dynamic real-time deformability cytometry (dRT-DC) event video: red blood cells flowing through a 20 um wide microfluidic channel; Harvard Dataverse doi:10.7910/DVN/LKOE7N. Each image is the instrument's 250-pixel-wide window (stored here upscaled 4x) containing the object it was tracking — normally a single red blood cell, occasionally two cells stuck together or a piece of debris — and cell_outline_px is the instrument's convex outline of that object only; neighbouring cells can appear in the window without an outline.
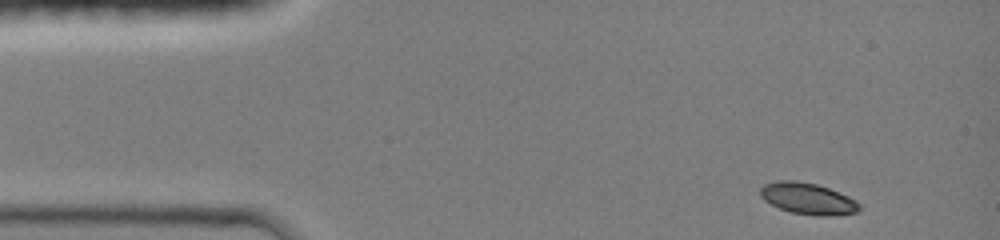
{"species": "common noctule bat (a hibernating species)", "species_latin": "Nyctalus noctula", "temperature_condition": "room temperature", "stored_images_in_passage": 40, "camera_frame_rate_fps": 3000, "um_per_image_px": 0.085, "animal": {"sex": "female", "body_mass_g": 19.0, "forearm_length_mm": 51.5}, "frame": {"image": 1, "passage_image": 1, "time_ms": 0.0, "image_size_px": [1000, 240], "cell_outline_px": [[860, 212], [828, 216], [816, 216], [792, 212], [780, 208], [764, 200], [760, 196], [760, 188], [764, 184], [776, 180], [796, 180], [816, 184], [828, 188], [848, 196], [856, 200], [860, 204]], "centroid_in_image_um": [68.67, 16.88], "position_along_channel_um": 16.3, "area_um2": 18.21}}
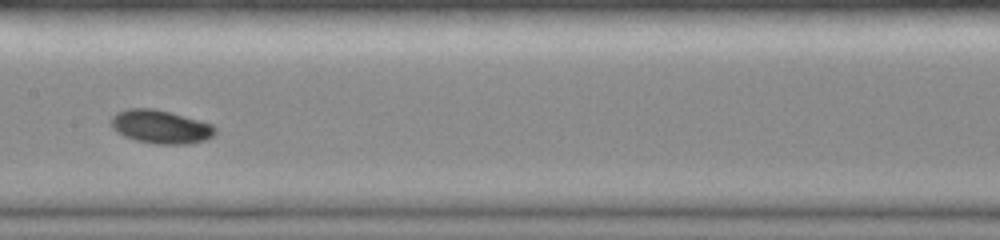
{"frame": {"image": 2, "passage_image": 20, "time_ms": 6.333, "image_size_px": [1000, 240], "cell_outline_px": [[216, 132], [208, 140], [188, 144], [156, 144], [136, 140], [124, 136], [116, 132], [112, 128], [112, 116], [116, 112], [128, 108], [152, 108], [200, 120], [212, 124], [216, 128]], "centroid_in_image_um": [13.66, 10.78], "position_along_channel_um": 193.7, "area_um2": 20.35}}
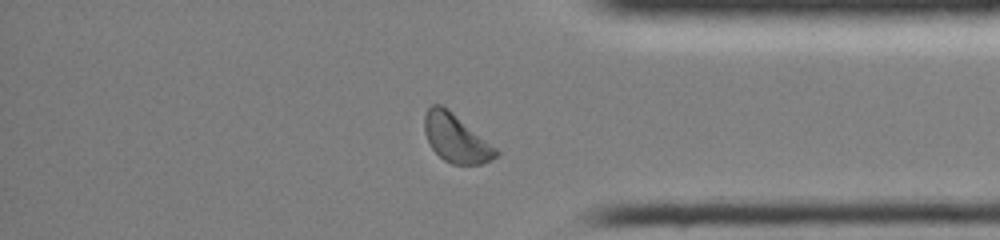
{"frame": {"image": 3, "passage_image": 35, "time_ms": 11.333, "image_size_px": [1000, 240], "cell_outline_px": [[500, 152], [492, 160], [480, 164], [452, 164], [444, 160], [432, 148], [424, 132], [424, 116], [428, 108], [432, 104], [440, 104], [448, 108], [496, 148]], "centroid_in_image_um": [38.74, 11.74], "position_along_channel_um": 396.5, "area_um2": 19.88}, "authors_computed_cell_mechanics": {"area_um2": 19.4497, "velocity_mm_per_s": 4.1277, "shape_relaxation_time_tau1_ms": 1.8551, "shape_relaxation_time_tau2_ms": null, "deformation_change_tau1": 0.0861, "deformation_change_tau2": null}}